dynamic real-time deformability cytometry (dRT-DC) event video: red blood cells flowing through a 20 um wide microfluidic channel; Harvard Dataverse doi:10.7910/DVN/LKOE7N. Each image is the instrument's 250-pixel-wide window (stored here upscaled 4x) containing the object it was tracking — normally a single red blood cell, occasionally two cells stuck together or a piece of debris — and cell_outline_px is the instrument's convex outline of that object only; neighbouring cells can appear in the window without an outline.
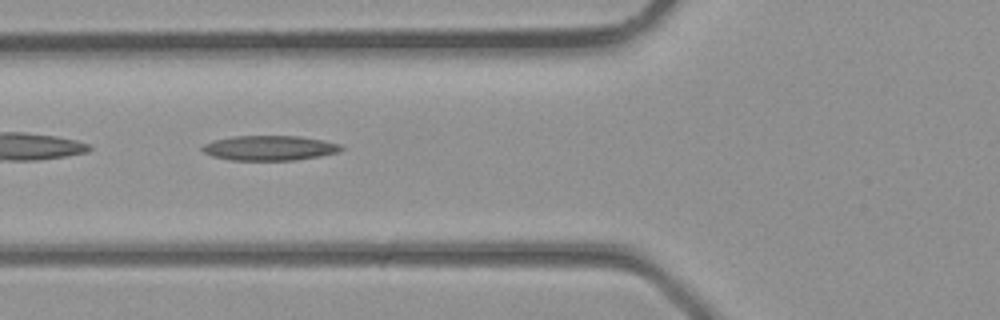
{"species": "common noctule bat (a hibernating species)", "species_latin": "Nyctalus noctula", "temperature_condition": "room temperature", "stored_images_in_passage": 4, "camera_frame_rate_fps": 3000, "um_per_image_px": 0.085, "animal": {"sex": "male", "body_mass_g": 23.1, "forearm_length_mm": 52.7}, "frame": {"image": 1, "passage_image": 3, "time_ms": 0.667, "image_size_px": [1000, 320], "cell_outline_px": [[344, 148], [340, 152], [320, 156], [296, 160], [228, 160], [212, 156], [204, 152], [200, 148], [204, 144], [212, 140], [232, 136], [300, 136], [324, 140], [340, 144]], "centroid_in_image_um": [22.91, 12.58], "position_along_channel_um": 102.9, "area_um2": 20.35}}
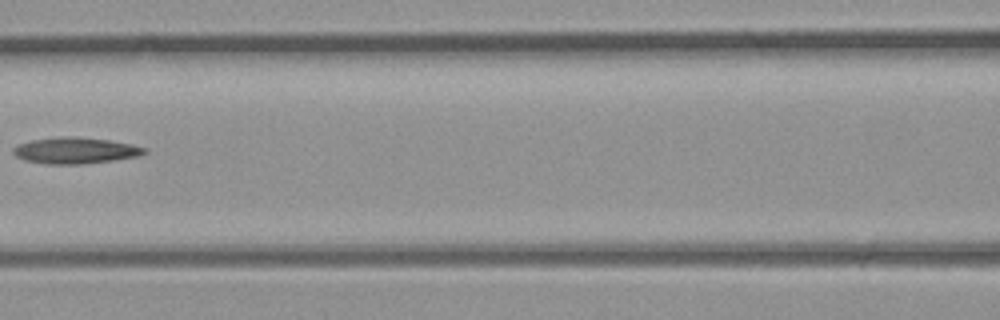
{"frame": {"image": 2, "passage_image": 4, "time_ms": 1.0, "image_size_px": [1000, 320], "cell_outline_px": [[148, 152], [140, 156], [112, 160], [80, 164], [44, 164], [24, 160], [16, 156], [12, 152], [12, 148], [20, 144], [32, 140], [108, 140], [132, 144], [148, 148]], "centroid_in_image_um": [6.46, 12.86], "position_along_channel_um": 160.1, "area_um2": 18.84}}